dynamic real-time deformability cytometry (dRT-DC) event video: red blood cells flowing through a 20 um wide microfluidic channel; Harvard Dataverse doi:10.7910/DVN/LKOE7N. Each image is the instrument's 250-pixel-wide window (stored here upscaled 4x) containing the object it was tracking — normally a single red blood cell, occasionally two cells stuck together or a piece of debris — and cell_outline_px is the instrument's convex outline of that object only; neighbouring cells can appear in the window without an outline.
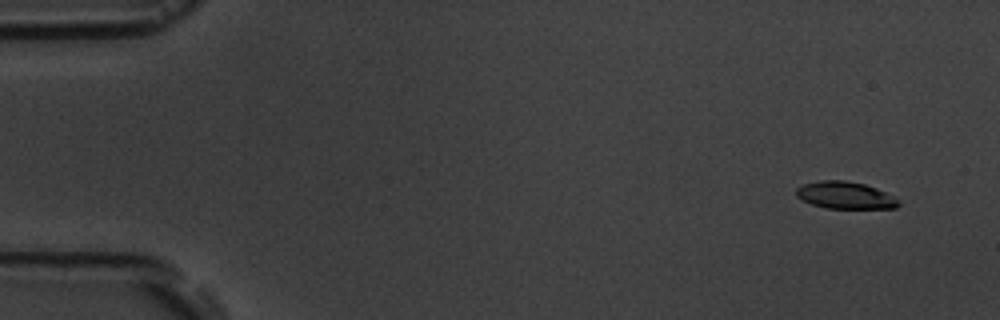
{"species": "common noctule bat (a hibernating species)", "species_latin": "Nyctalus noctula", "temperature_condition": "room temperature", "stored_images_in_passage": 5, "camera_frame_rate_fps": 3000, "um_per_image_px": 0.085, "animal": {"sex": "male", "body_mass_g": 19.5, "forearm_length_mm": 54.6}, "frame": {"image": 1, "passage_image": 1, "time_ms": 0.0, "image_size_px": [1000, 320], "cell_outline_px": [[900, 204], [896, 208], [824, 208], [812, 204], [796, 196], [796, 188], [804, 184], [820, 180], [844, 180], [864, 184], [876, 188], [892, 196]], "centroid_in_image_um": [71.81, 16.59], "position_along_channel_um": 13.2, "area_um2": 15.95}}